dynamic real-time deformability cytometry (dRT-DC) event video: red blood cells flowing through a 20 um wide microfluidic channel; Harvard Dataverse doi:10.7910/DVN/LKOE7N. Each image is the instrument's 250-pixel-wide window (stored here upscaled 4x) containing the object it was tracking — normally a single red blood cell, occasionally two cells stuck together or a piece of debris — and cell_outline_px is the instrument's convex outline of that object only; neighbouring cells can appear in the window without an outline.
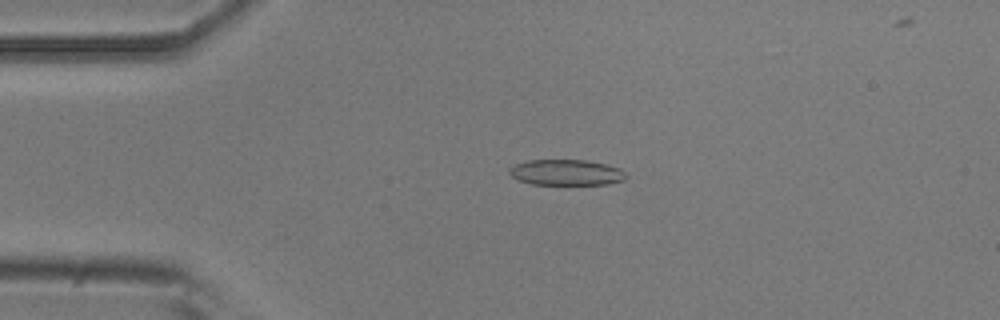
{"species": "common noctule bat (a hibernating species)", "species_latin": "Nyctalus noctula", "temperature_condition": "room temperature", "stored_images_in_passage": 51, "camera_frame_rate_fps": 3000, "um_per_image_px": 0.085, "animal": {"sex": "male", "body_mass_g": 20.5, "forearm_length_mm": 52.5}, "frame": {"image": 1, "passage_image": 11, "time_ms": 3.333, "image_size_px": [1000, 320], "cell_outline_px": [[628, 176], [624, 180], [608, 184], [532, 184], [520, 180], [512, 176], [508, 172], [516, 164], [528, 160], [588, 160], [608, 164], [620, 168]], "centroid_in_image_um": [48.19, 14.65], "position_along_channel_um": 36.8, "area_um2": 17.46}}
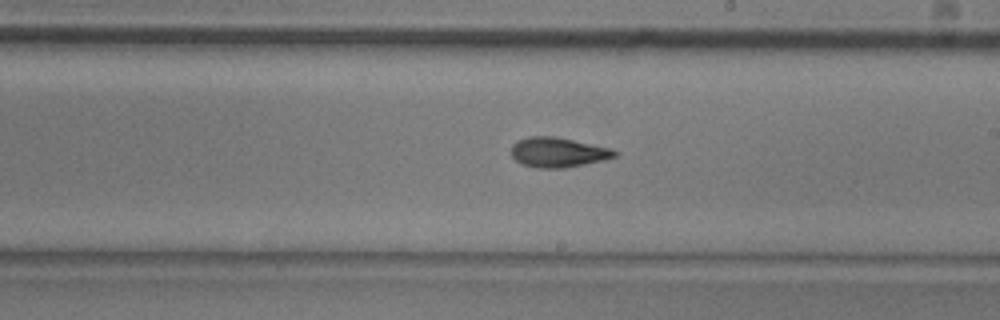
{"frame": {"image": 2, "passage_image": 29, "time_ms": 9.333, "image_size_px": [1000, 320], "cell_outline_px": [[620, 152], [616, 156], [604, 160], [564, 168], [536, 168], [520, 164], [512, 156], [512, 144], [528, 136], [552, 136], [612, 148]], "centroid_in_image_um": [47.44, 12.95], "position_along_channel_um": 241.6, "area_um2": 17.98}}
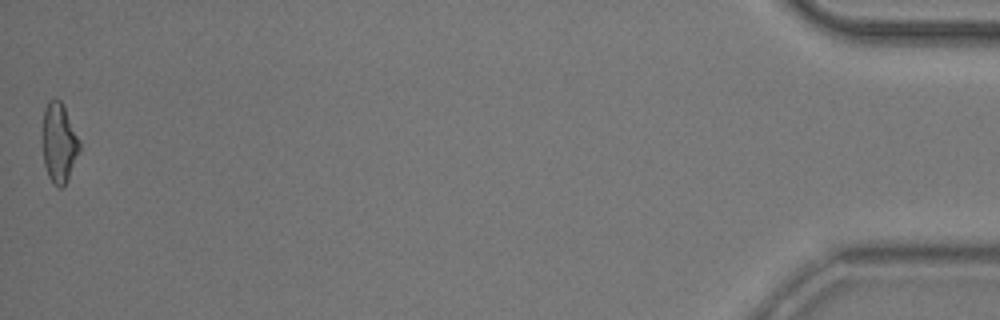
{"frame": {"image": 3, "passage_image": 51, "time_ms": 16.667, "image_size_px": [1000, 320], "cell_outline_px": [[80, 148], [68, 180], [60, 188], [56, 188], [48, 176], [44, 164], [40, 140], [40, 132], [44, 108], [48, 100], [60, 100], [80, 140]], "centroid_in_image_um": [4.96, 12.15], "position_along_channel_um": 430.2, "area_um2": 17.63}, "authors_computed_cell_mechanics": {"area_um2": 17.629, "velocity_mm_per_s": 3.9069, "shape_relaxation_time_tau1_ms": 6.3123, "shape_relaxation_time_tau2_ms": 3.0306, "deformation_change_tau1": 0.183, "deformation_change_tau2": 0.1253}}